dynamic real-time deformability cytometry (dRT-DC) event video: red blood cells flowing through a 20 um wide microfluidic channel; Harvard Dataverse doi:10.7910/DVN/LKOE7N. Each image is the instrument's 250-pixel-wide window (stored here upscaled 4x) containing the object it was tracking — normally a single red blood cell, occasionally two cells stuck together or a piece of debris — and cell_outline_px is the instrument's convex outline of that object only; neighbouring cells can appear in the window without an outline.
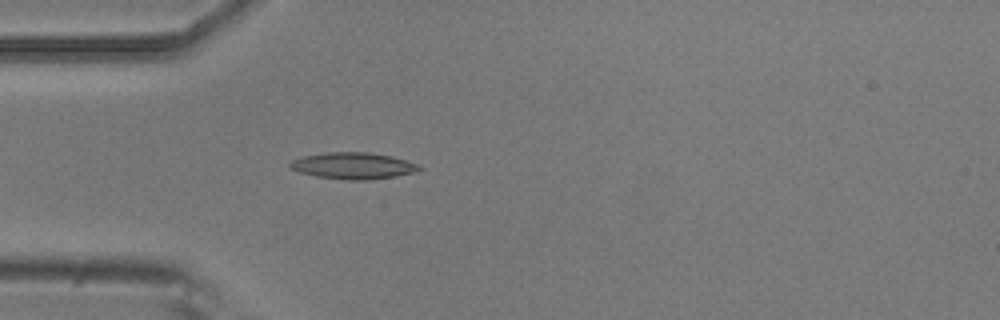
{"species": "common noctule bat (a hibernating species)", "species_latin": "Nyctalus noctula", "temperature_condition": "room temperature", "stored_images_in_passage": 4, "camera_frame_rate_fps": 3000, "um_per_image_px": 0.085, "animal": {"sex": "male", "body_mass_g": 20.5, "forearm_length_mm": 52.5}, "frame": {"image": 1, "passage_image": 4, "time_ms": 1.0, "image_size_px": [1000, 320], "cell_outline_px": [[420, 168], [412, 172], [396, 176], [368, 180], [348, 180], [316, 176], [300, 172], [288, 168], [288, 164], [292, 160], [304, 156], [328, 152], [368, 152], [392, 156], [416, 164]], "centroid_in_image_um": [29.95, 14.09], "position_along_channel_um": 55.1, "area_um2": 19.71}}